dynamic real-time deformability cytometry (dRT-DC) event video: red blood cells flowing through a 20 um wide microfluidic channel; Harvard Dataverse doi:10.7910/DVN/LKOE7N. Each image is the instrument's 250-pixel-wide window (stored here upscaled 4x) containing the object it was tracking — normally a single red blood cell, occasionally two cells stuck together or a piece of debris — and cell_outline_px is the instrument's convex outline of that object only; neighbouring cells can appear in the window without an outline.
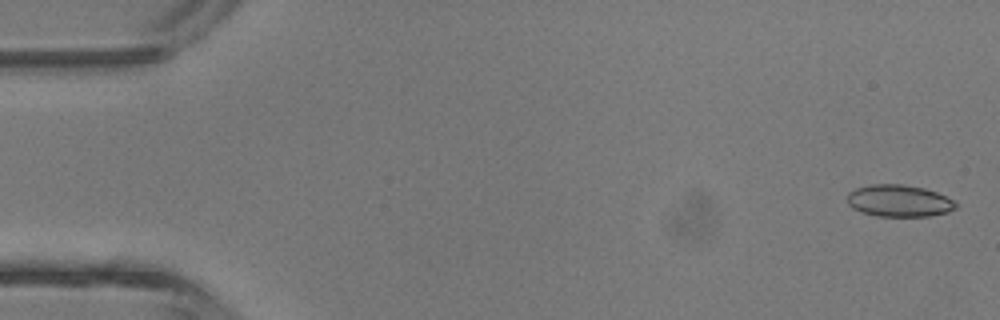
{"species": "common noctule bat (a hibernating species)", "species_latin": "Nyctalus noctula", "temperature_condition": "room temperature", "stored_images_in_passage": 4, "camera_frame_rate_fps": 3000, "um_per_image_px": 0.085, "animal": {"sex": "male", "body_mass_g": 13.3}, "frame": {"image": 1, "passage_image": 1, "time_ms": 0.0, "image_size_px": [1000, 320], "cell_outline_px": [[956, 208], [948, 212], [928, 216], [876, 216], [860, 212], [852, 208], [848, 204], [848, 192], [856, 188], [872, 184], [904, 184], [924, 188], [936, 192], [952, 200], [956, 204]], "centroid_in_image_um": [76.38, 17.07], "position_along_channel_um": 8.6, "area_um2": 20.17}}
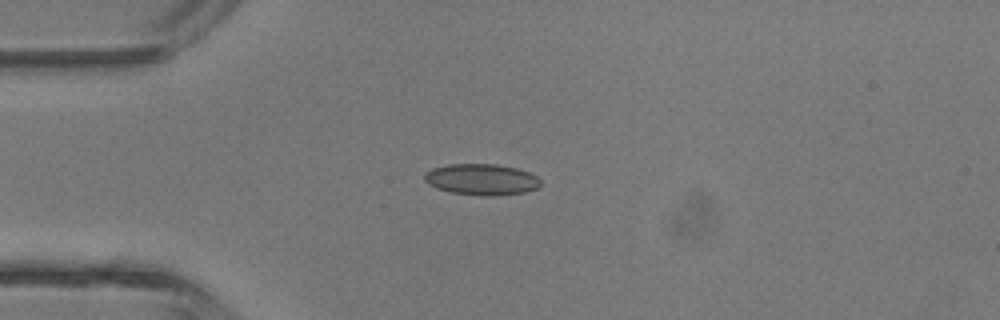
{"frame": {"image": 2, "passage_image": 4, "time_ms": 3.333, "image_size_px": [1000, 320], "cell_outline_px": [[540, 184], [536, 188], [524, 192], [492, 196], [480, 196], [452, 192], [436, 188], [428, 184], [424, 180], [424, 172], [432, 168], [448, 164], [496, 164], [516, 168], [528, 172], [536, 176], [540, 180]], "centroid_in_image_um": [40.89, 15.25], "position_along_channel_um": 44.1, "area_um2": 21.1}}